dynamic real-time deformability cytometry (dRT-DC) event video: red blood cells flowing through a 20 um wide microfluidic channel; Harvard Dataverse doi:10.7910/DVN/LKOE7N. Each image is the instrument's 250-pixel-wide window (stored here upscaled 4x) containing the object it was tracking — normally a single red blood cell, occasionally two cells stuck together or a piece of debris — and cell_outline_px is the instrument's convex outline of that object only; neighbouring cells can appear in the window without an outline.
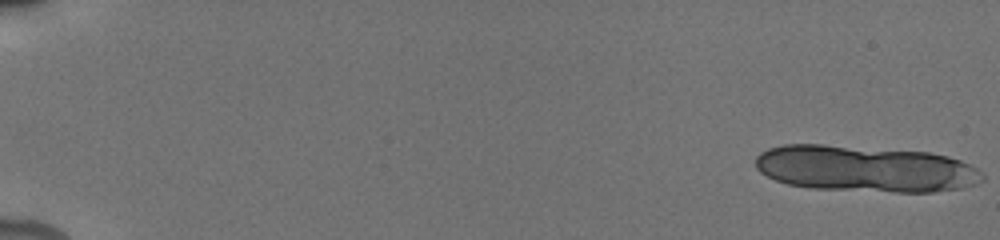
{"species": "human", "species_latin": "Homo sapiens", "temperature_condition": "cold", "stored_images_in_passage": 17, "camera_frame_rate_fps": 3000, "um_per_image_px": 0.085, "donor": {"sex": "male"}, "frame": {"image": 1, "passage_image": 1, "time_ms": 0.0, "image_size_px": [1000, 240], "cell_outline_px": [[984, 180], [976, 184], [964, 188], [932, 192], [896, 192], [812, 188], [788, 184], [776, 180], [760, 172], [756, 168], [756, 156], [760, 152], [768, 148], [784, 144], [824, 144], [928, 152], [948, 156], [960, 160], [984, 172]], "centroid_in_image_um": [73.56, 14.34], "position_along_channel_um": 11.4, "area_um2": 61.56}}